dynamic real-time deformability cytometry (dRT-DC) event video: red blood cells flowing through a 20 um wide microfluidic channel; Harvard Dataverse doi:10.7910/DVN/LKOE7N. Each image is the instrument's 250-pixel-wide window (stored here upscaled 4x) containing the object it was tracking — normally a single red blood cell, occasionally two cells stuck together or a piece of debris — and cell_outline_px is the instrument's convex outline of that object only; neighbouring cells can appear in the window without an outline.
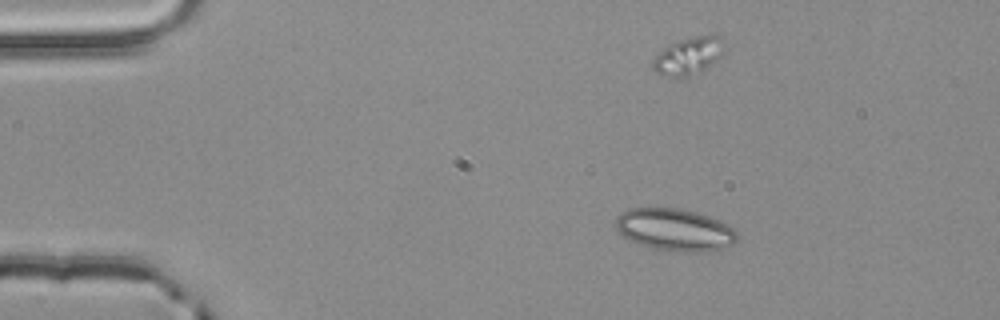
{"species": "common noctule bat (a hibernating species)", "species_latin": "Nyctalus noctula", "temperature_condition": "room temperature", "stored_images_in_passage": 54, "camera_frame_rate_fps": 3000, "um_per_image_px": 0.085, "animal": {"sex": "male", "body_mass_g": 20.4}, "frame": {"image": 1, "passage_image": 9, "time_ms": 2.667, "image_size_px": [1000, 320], "cell_outline_px": [[740, 236], [732, 244], [720, 248], [704, 252], [692, 252], [652, 248], [628, 240], [616, 228], [616, 216], [620, 212], [628, 208], [680, 208], [696, 212], [720, 220], [728, 224]], "centroid_in_image_um": [57.35, 19.51], "position_along_channel_um": 27.7, "area_um2": 29.82}, "authors_computed_cell_mechanics": {"area_um2": 17.7735, "velocity_mm_per_s": 3.8503, "shape_relaxation_time_tau1_ms": null, "shape_relaxation_time_tau2_ms": 2.5178, "deformation_change_tau1": null, "deformation_change_tau2": 0.0644}}